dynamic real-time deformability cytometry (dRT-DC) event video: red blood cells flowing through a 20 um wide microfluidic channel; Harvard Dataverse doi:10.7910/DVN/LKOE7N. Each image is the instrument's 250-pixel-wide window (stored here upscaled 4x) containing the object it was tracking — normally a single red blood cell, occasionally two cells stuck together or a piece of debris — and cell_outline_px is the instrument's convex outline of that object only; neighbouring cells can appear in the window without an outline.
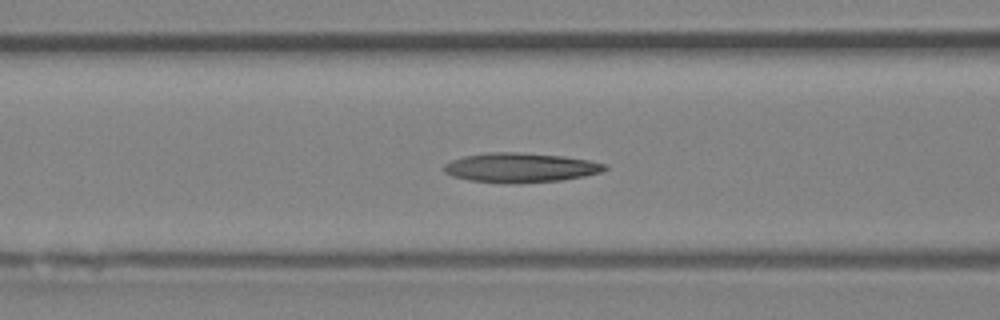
{"species": "Egyptian fruit bat (a non-hibernating species)", "species_latin": "Rousettus aegyptiacus", "temperature_condition": "room temperature", "stored_images_in_passage": 37, "camera_frame_rate_fps": 3000, "um_per_image_px": 0.085, "animal": {"sex": "female"}, "frame": {"image": 1, "passage_image": 11, "time_ms": 3.333, "image_size_px": [1000, 320], "cell_outline_px": [[608, 168], [600, 172], [584, 176], [560, 180], [508, 184], [504, 184], [468, 180], [452, 176], [444, 172], [444, 164], [452, 160], [464, 156], [488, 152], [516, 152], [560, 156], [588, 160], [608, 164]], "centroid_in_image_um": [44.2, 14.25], "position_along_channel_um": 122.4, "area_um2": 27.63}, "authors_computed_cell_mechanics": {"area_um2": 26.2412, "velocity_mm_per_s": 4.2088, "shape_relaxation_time_tau1_ms": 7.9783, "shape_relaxation_time_tau2_ms": 3.0578, "deformation_change_tau1": 0.2337, "deformation_change_tau2": 0.1184}}